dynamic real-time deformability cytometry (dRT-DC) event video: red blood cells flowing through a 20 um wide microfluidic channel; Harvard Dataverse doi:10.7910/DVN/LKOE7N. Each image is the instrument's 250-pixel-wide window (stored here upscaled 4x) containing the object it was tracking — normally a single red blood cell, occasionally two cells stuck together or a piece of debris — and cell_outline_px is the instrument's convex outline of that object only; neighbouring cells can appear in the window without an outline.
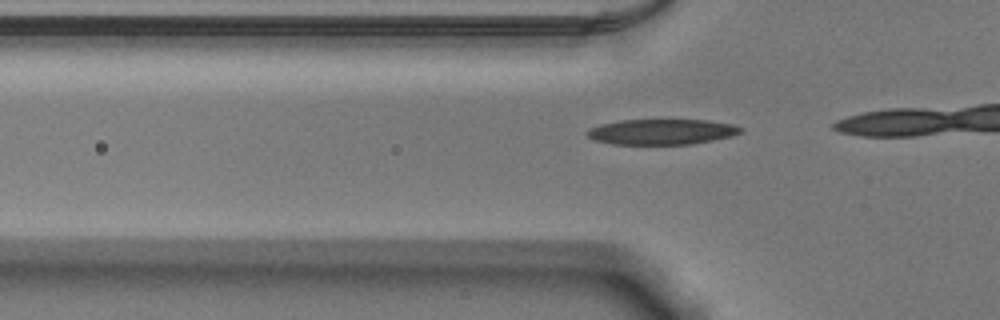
{"species": "Egyptian fruit bat (a non-hibernating species)", "species_latin": "Rousettus aegyptiacus", "temperature_condition": "warm", "stored_images_in_passage": 8, "camera_frame_rate_fps": 3000, "um_per_image_px": 0.085, "animal": {"sex": "male"}, "frame": {"image": 1, "passage_image": 5, "time_ms": 1.333, "image_size_px": [1000, 320], "cell_outline_px": [[744, 128], [740, 132], [732, 136], [692, 144], [612, 144], [596, 140], [588, 136], [584, 132], [588, 128], [600, 124], [620, 120], [708, 120], [732, 124]], "centroid_in_image_um": [56.22, 11.2], "position_along_channel_um": 69.6, "area_um2": 22.77}}